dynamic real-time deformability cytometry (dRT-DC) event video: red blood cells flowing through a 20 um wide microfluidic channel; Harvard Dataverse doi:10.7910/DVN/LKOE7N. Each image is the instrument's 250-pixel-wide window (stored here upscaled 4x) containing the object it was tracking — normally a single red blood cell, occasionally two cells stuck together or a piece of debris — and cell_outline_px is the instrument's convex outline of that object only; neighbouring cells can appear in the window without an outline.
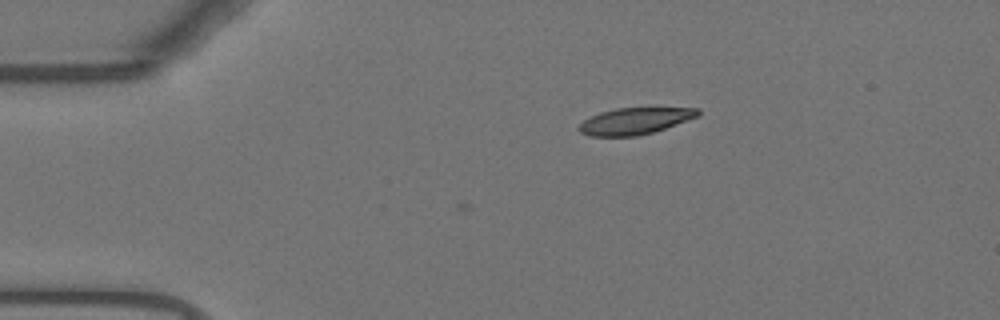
{"species": "Egyptian fruit bat (a non-hibernating species)", "species_latin": "Rousettus aegyptiacus", "temperature_condition": "warm", "stored_images_in_passage": 45, "camera_frame_rate_fps": 3000, "um_per_image_px": 0.085, "animal": {"sex": "female"}, "frame": {"image": 1, "passage_image": 1, "time_ms": 0.0, "image_size_px": [1000, 320], "cell_outline_px": [[700, 116], [652, 132], [636, 136], [588, 136], [580, 132], [576, 128], [584, 120], [600, 112], [616, 108], [700, 108]], "centroid_in_image_um": [53.95, 10.28], "position_along_channel_um": 31.0, "area_um2": 18.32}}
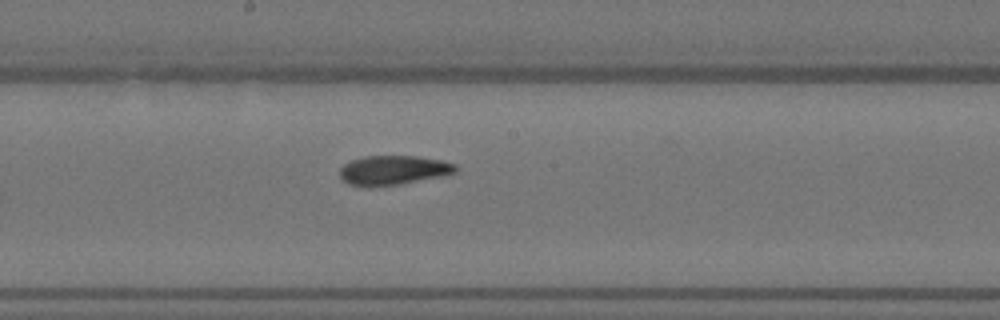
{"frame": {"image": 2, "passage_image": 20, "time_ms": 6.333, "image_size_px": [1000, 320], "cell_outline_px": [[456, 172], [444, 176], [400, 184], [372, 188], [368, 188], [348, 184], [340, 176], [340, 168], [344, 164], [352, 160], [364, 156], [416, 156], [440, 160], [456, 164]], "centroid_in_image_um": [33.41, 14.48], "position_along_channel_um": 214.8, "area_um2": 20.06}}
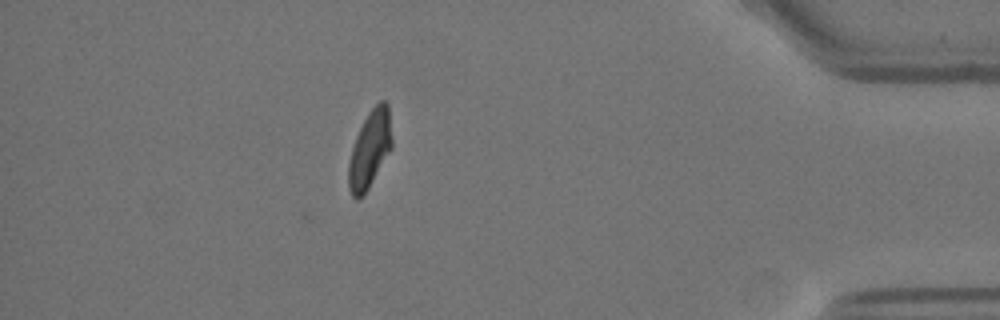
{"frame": {"image": 3, "passage_image": 39, "time_ms": 12.667, "image_size_px": [1000, 320], "cell_outline_px": [[392, 148], [368, 188], [356, 200], [352, 196], [348, 188], [348, 164], [352, 148], [356, 136], [368, 112], [380, 100], [384, 100], [388, 104], [392, 140]], "centroid_in_image_um": [31.43, 12.67], "position_along_channel_um": 403.8, "area_um2": 19.31}, "authors_computed_cell_mechanics": {"area_um2": 19.652, "velocity_mm_per_s": 3.7016, "shape_relaxation_time_tau1_ms": 10.5112, "shape_relaxation_time_tau2_ms": 2.9722, "deformation_change_tau1": 0.242, "deformation_change_tau2": 0.1061}}